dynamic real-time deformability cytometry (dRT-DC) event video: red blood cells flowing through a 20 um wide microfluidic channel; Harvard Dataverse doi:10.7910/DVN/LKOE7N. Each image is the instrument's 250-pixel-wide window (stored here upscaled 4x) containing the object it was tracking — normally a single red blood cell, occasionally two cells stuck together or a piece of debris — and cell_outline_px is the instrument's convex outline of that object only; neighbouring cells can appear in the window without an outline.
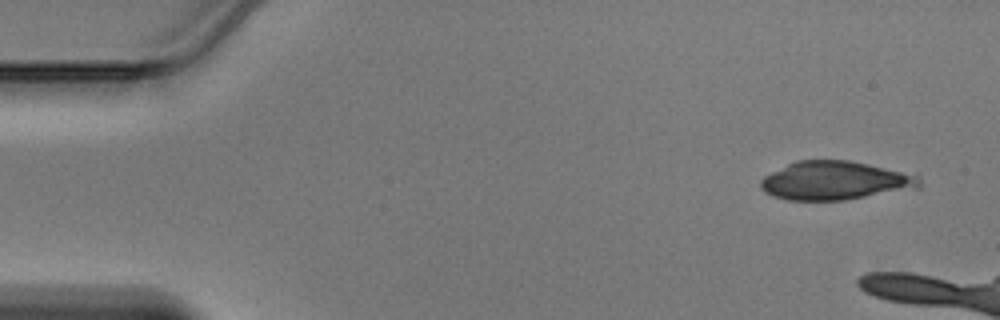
{"species": "Egyptian fruit bat (a non-hibernating species)", "species_latin": "Rousettus aegyptiacus", "temperature_condition": "warm", "stored_images_in_passage": 7, "camera_frame_rate_fps": 3000, "um_per_image_px": 0.085, "animal": {"sex": "male"}, "frame": {"image": 1, "passage_image": 1, "time_ms": 0.0, "image_size_px": [1000, 320], "cell_outline_px": [[924, 184], [920, 188], [844, 200], [788, 200], [772, 196], [764, 192], [760, 188], [760, 180], [764, 176], [796, 160], [848, 160], [868, 164], [920, 176]], "centroid_in_image_um": [70.99, 15.36], "position_along_channel_um": 14.0, "area_um2": 35.84}}